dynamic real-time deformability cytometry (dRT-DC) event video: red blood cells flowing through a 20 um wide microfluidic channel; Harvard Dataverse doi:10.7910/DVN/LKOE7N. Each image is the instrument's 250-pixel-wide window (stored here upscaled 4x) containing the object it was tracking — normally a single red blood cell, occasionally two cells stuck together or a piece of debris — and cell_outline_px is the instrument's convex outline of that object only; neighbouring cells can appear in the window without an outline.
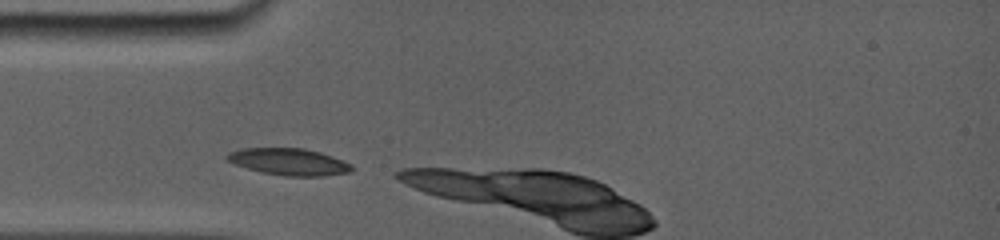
{"species": "common noctule bat (a hibernating species)", "species_latin": "Nyctalus noctula", "temperature_condition": "room temperature", "stored_images_in_passage": 6, "camera_frame_rate_fps": 5000, "um_per_image_px": 0.085, "animal": {"sex": "female", "body_mass_g": 19.0, "forearm_length_mm": 56.7}, "frame": {"image": 1, "passage_image": 1, "time_ms": 0.0, "image_size_px": [1000, 240], "cell_outline_px": [[352, 172], [324, 176], [284, 176], [260, 172], [236, 164], [228, 160], [224, 156], [232, 152], [244, 148], [304, 148], [320, 152], [332, 156], [352, 164]], "centroid_in_image_um": [24.61, 13.76], "position_along_channel_um": 60.4, "area_um2": 19.42}}